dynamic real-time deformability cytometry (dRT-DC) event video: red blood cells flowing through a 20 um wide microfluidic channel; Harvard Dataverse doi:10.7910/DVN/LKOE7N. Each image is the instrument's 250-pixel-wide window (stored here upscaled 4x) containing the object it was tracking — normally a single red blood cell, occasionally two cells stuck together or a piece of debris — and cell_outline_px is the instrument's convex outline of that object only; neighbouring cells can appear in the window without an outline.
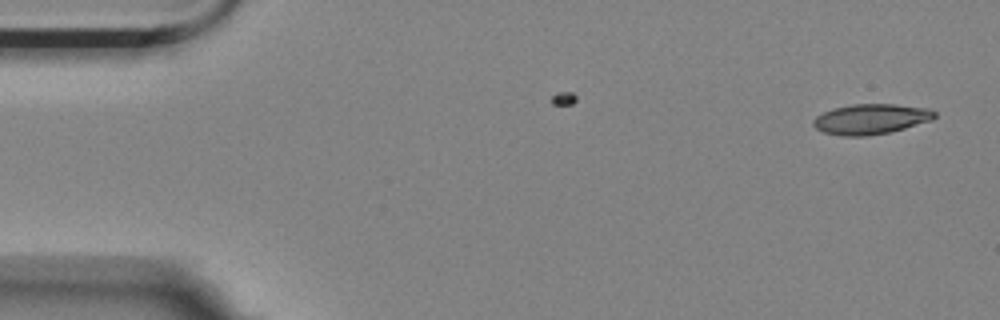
{"species": "Egyptian fruit bat (a non-hibernating species)", "species_latin": "Rousettus aegyptiacus", "temperature_condition": "room temperature", "stored_images_in_passage": 2, "camera_frame_rate_fps": 3000, "um_per_image_px": 0.085, "animal": {"sex": "female"}, "frame": {"image": 1, "passage_image": 2, "time_ms": 0.333, "image_size_px": [1000, 320], "cell_outline_px": [[936, 116], [932, 120], [904, 128], [888, 132], [864, 136], [840, 136], [824, 132], [816, 128], [812, 124], [812, 120], [816, 116], [832, 108], [852, 104], [896, 104], [928, 108], [936, 112]], "centroid_in_image_um": [74.01, 10.11], "position_along_channel_um": 11.0, "area_um2": 21.39}}